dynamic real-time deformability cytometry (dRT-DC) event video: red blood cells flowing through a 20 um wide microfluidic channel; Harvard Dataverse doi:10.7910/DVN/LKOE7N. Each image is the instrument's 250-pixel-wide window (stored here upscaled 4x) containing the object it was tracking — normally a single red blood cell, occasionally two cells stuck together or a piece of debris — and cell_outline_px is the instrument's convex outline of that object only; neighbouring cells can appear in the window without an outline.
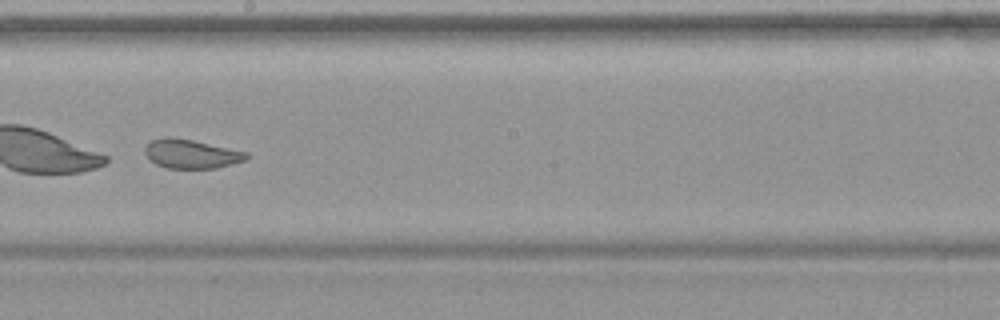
{"species": "common noctule bat (a hibernating species)", "species_latin": "Nyctalus noctula", "temperature_condition": "warm", "stored_images_in_passage": 48, "camera_frame_rate_fps": 3000, "um_per_image_px": 0.085, "animal": {"sex": "female", "body_mass_g": 19.9}, "frame": {"image": 1, "passage_image": 28, "time_ms": 9.0, "image_size_px": [1000, 320], "cell_outline_px": [[248, 156], [244, 160], [232, 164], [216, 168], [168, 168], [156, 164], [144, 152], [144, 148], [152, 140], [164, 136], [168, 136], [192, 140], [248, 152]], "centroid_in_image_um": [16.24, 13.07], "position_along_channel_um": 232.0, "area_um2": 16.94}}